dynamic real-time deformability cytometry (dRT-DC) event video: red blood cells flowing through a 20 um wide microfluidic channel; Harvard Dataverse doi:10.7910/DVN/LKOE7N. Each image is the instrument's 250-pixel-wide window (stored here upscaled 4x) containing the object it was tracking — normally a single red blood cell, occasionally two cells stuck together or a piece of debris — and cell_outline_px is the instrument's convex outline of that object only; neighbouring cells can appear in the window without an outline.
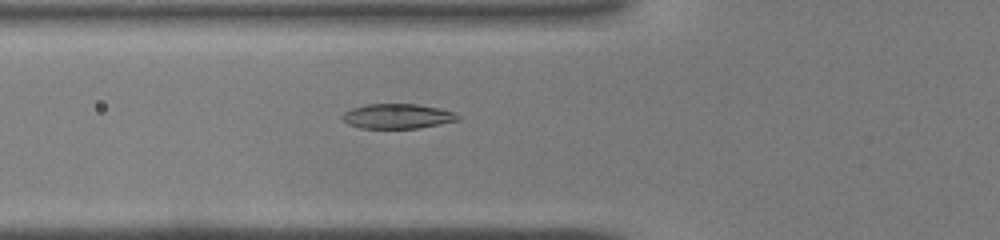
{"species": "common noctule bat (a hibernating species)", "species_latin": "Nyctalus noctula", "temperature_condition": "warm", "stored_images_in_passage": 30, "camera_frame_rate_fps": 3000, "um_per_image_px": 0.085, "animal": {"sex": "male", "body_mass_g": 19.0, "forearm_length_mm": 50.8}, "frame": {"image": 1, "passage_image": 3, "time_ms": 0.667, "image_size_px": [1000, 240], "cell_outline_px": [[460, 120], [420, 128], [360, 128], [348, 124], [340, 116], [344, 112], [352, 108], [368, 104], [416, 104], [440, 108], [456, 112], [460, 116]], "centroid_in_image_um": [33.82, 9.88], "position_along_channel_um": 92.0, "area_um2": 16.82}}
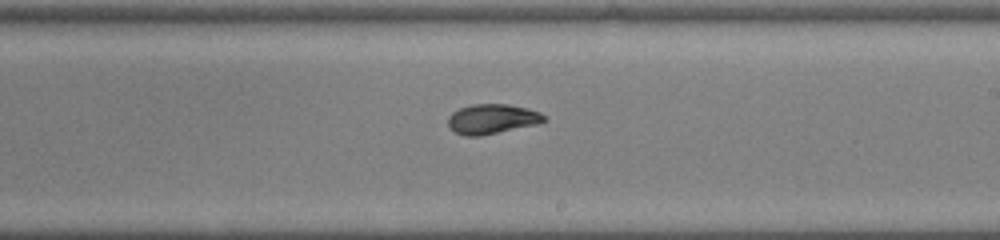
{"frame": {"image": 2, "passage_image": 13, "time_ms": 4.0, "image_size_px": [1000, 240], "cell_outline_px": [[548, 120], [536, 124], [480, 136], [464, 136], [456, 132], [448, 124], [448, 116], [452, 112], [460, 108], [472, 104], [508, 104], [528, 108], [540, 112]], "centroid_in_image_um": [41.83, 10.1], "position_along_channel_um": 247.2, "area_um2": 16.59}}
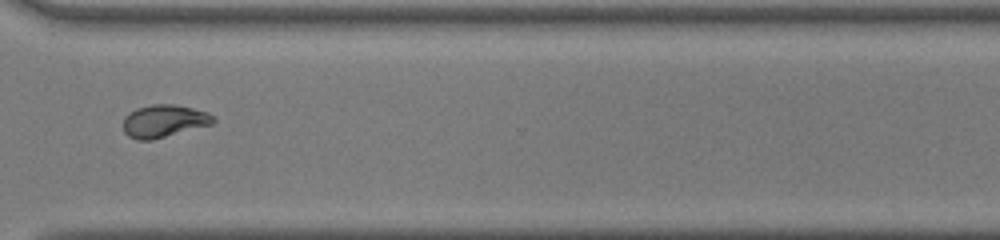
{"frame": {"image": 3, "passage_image": 20, "time_ms": 6.333, "image_size_px": [1000, 240], "cell_outline_px": [[216, 120], [212, 124], [152, 140], [136, 140], [128, 136], [124, 132], [124, 116], [136, 108], [152, 104], [176, 104], [208, 112]], "centroid_in_image_um": [13.92, 10.28], "position_along_channel_um": 356.7, "area_um2": 17.11}}